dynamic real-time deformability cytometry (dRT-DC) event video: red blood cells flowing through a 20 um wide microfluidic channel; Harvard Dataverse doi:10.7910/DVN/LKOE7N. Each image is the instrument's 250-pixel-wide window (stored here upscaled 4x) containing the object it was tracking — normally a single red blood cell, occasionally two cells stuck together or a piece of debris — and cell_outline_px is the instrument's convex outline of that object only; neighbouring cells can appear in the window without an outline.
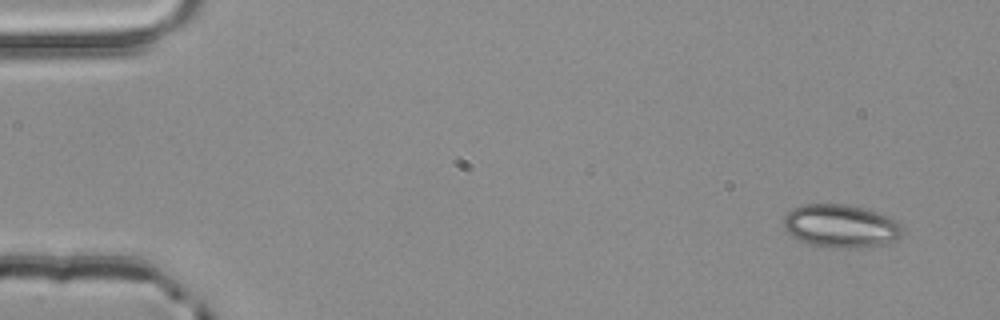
{"species": "common noctule bat (a hibernating species)", "species_latin": "Nyctalus noctula", "temperature_condition": "room temperature", "stored_images_in_passage": 4, "camera_frame_rate_fps": 3000, "um_per_image_px": 0.085, "animal": {"sex": "male", "body_mass_g": 20.4}, "frame": {"image": 1, "passage_image": 1, "time_ms": 0.0, "image_size_px": [1000, 320], "cell_outline_px": [[900, 236], [896, 240], [884, 244], [856, 248], [824, 248], [800, 240], [792, 236], [784, 228], [784, 212], [792, 208], [804, 204], [844, 204], [876, 212], [896, 220], [900, 224]], "centroid_in_image_um": [71.41, 19.22], "position_along_channel_um": 13.6, "area_um2": 29.77}}
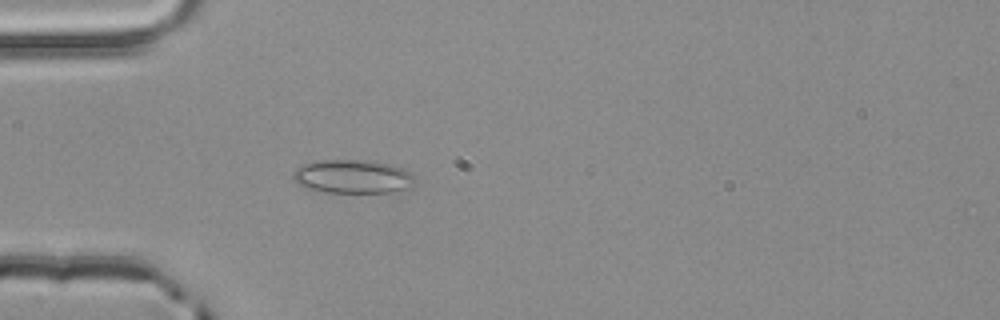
{"frame": {"image": 2, "passage_image": 4, "time_ms": 1.0, "image_size_px": [1000, 320], "cell_outline_px": [[412, 180], [404, 188], [388, 192], [328, 192], [304, 188], [296, 184], [292, 176], [292, 172], [296, 168], [304, 164], [320, 160], [368, 160], [392, 164], [404, 168], [412, 172]], "centroid_in_image_um": [29.89, 14.99], "position_along_channel_um": 55.1, "area_um2": 23.7}}